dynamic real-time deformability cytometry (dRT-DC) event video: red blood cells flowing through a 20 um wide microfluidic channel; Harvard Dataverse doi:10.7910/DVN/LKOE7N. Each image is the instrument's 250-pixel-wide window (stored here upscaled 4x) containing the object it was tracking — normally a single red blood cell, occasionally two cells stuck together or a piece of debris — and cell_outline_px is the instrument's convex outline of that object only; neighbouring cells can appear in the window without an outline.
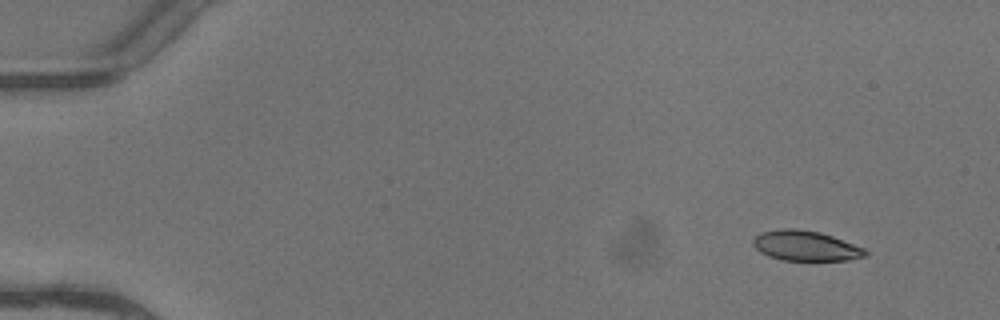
{"species": "common noctule bat (a hibernating species)", "species_latin": "Nyctalus noctula", "temperature_condition": "warm", "stored_images_in_passage": 6, "camera_frame_rate_fps": 3000, "um_per_image_px": 0.085, "animal": {"sex": "female"}, "frame": {"image": 1, "passage_image": 2, "time_ms": 0.333, "image_size_px": [1000, 320], "cell_outline_px": [[868, 256], [848, 260], [780, 260], [768, 256], [760, 252], [752, 244], [752, 240], [760, 232], [780, 228], [796, 228], [820, 232], [832, 236], [864, 248], [868, 252]], "centroid_in_image_um": [68.46, 20.89], "position_along_channel_um": 16.5, "area_um2": 19.83}}